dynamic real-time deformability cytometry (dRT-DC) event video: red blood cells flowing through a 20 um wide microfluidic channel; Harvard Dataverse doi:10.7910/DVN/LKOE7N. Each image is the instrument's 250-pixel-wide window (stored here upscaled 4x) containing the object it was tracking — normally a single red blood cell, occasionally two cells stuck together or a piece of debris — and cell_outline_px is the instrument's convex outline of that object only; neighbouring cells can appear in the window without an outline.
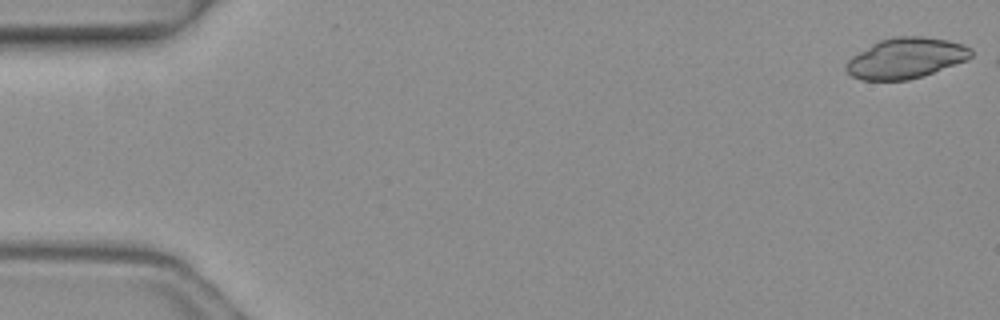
{"species": "common noctule bat (a hibernating species)", "species_latin": "Nyctalus noctula", "temperature_condition": "warm", "stored_images_in_passage": 5, "segment_of_instrument_passage": [1, 2], "camera_frame_rate_fps": 3000, "um_per_image_px": 0.085, "animal": {"sex": "female", "body_mass_g": 19.3, "forearm_length_mm": 54.1}, "frame": {"image": 1, "passage_image": 1, "time_ms": 0.0, "image_size_px": [1000, 320], "cell_outline_px": [[972, 56], [968, 60], [924, 76], [908, 80], [860, 80], [852, 76], [844, 68], [844, 64], [852, 56], [872, 44], [880, 40], [892, 36], [924, 36], [948, 40], [964, 44], [972, 48]], "centroid_in_image_um": [77.02, 4.94], "position_along_channel_um": 8.0, "area_um2": 29.88}}
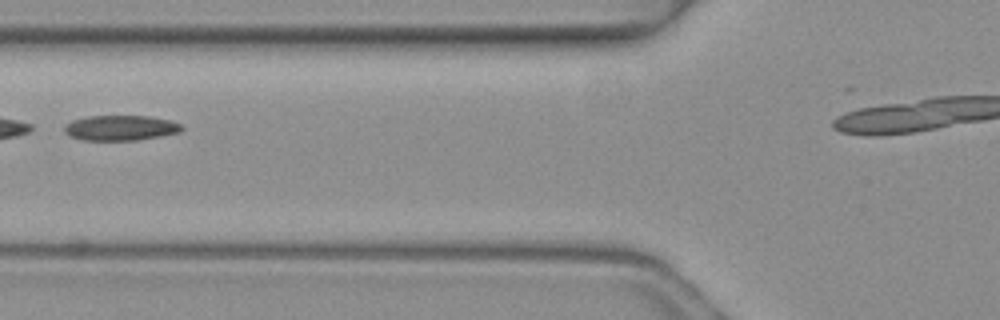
{"frame": {"image": 2, "passage_image": 4, "time_ms": 1.0, "image_size_px": [1000, 320], "cell_outline_px": [[184, 128], [180, 132], [160, 136], [136, 140], [84, 140], [68, 136], [64, 132], [64, 128], [72, 120], [88, 116], [152, 116], [172, 120], [180, 124]], "centroid_in_image_um": [10.27, 10.86], "position_along_channel_um": 115.5, "area_um2": 17.28}}